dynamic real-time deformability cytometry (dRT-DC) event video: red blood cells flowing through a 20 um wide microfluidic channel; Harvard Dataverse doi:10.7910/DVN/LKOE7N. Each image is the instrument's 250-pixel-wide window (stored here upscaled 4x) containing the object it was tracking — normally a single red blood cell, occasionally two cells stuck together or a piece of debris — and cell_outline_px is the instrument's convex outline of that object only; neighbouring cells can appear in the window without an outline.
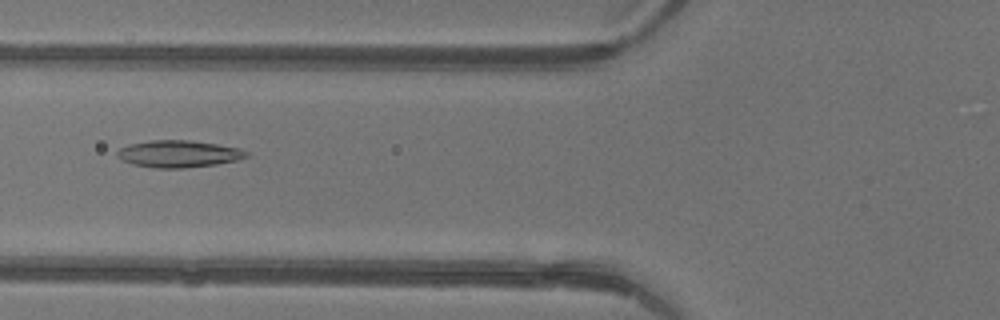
{"species": "common noctule bat (a hibernating species)", "species_latin": "Nyctalus noctula", "temperature_condition": "warm", "stored_images_in_passage": 45, "camera_frame_rate_fps": 3000, "um_per_image_px": 0.085, "animal": {"sex": "female"}, "frame": {"image": 1, "passage_image": 17, "time_ms": 5.333, "image_size_px": [1000, 320], "cell_outline_px": [[248, 156], [236, 160], [216, 164], [184, 168], [156, 168], [132, 164], [120, 160], [116, 156], [116, 152], [120, 148], [128, 144], [148, 140], [188, 140], [216, 144], [240, 148], [248, 152]], "centroid_in_image_um": [15.13, 13.07], "position_along_channel_um": 110.7, "area_um2": 20.4}}
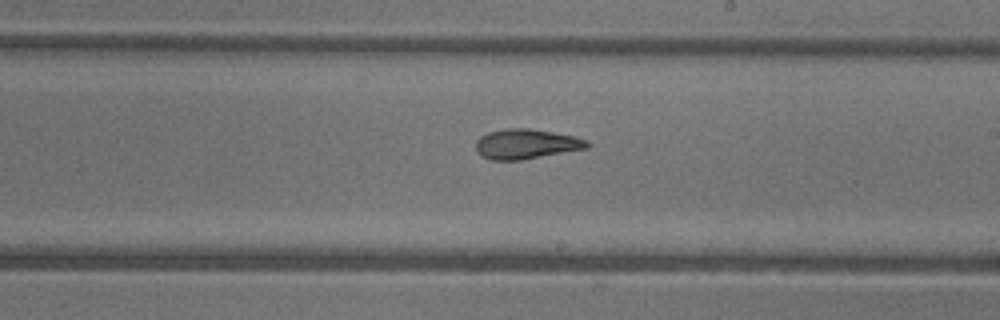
{"frame": {"image": 2, "passage_image": 26, "time_ms": 8.333, "image_size_px": [1000, 320], "cell_outline_px": [[592, 144], [588, 148], [520, 160], [488, 160], [480, 156], [476, 152], [476, 140], [480, 136], [488, 132], [508, 128], [528, 128], [552, 132], [572, 136], [588, 140]], "centroid_in_image_um": [44.69, 12.25], "position_along_channel_um": 244.3, "area_um2": 19.48}}
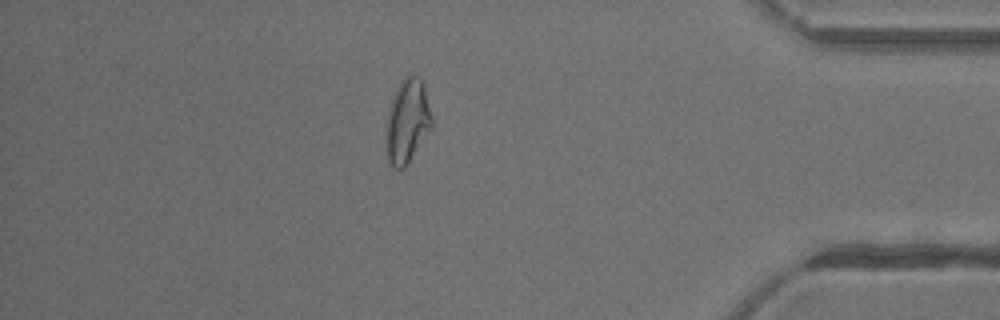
{"frame": {"image": 3, "passage_image": 39, "time_ms": 12.667, "image_size_px": [1000, 320], "cell_outline_px": [[432, 124], [404, 168], [396, 168], [388, 160], [384, 132], [388, 112], [392, 100], [404, 76], [416, 76], [420, 80], [424, 88], [432, 116]], "centroid_in_image_um": [34.58, 10.31], "position_along_channel_um": 400.6, "area_um2": 21.56}, "authors_computed_cell_mechanics": {"area_um2": 20.7502, "velocity_mm_per_s": 4.4535, "shape_relaxation_time_tau1_ms": null, "shape_relaxation_time_tau2_ms": 2.5583, "deformation_change_tau1": null, "deformation_change_tau2": 0.1207}}